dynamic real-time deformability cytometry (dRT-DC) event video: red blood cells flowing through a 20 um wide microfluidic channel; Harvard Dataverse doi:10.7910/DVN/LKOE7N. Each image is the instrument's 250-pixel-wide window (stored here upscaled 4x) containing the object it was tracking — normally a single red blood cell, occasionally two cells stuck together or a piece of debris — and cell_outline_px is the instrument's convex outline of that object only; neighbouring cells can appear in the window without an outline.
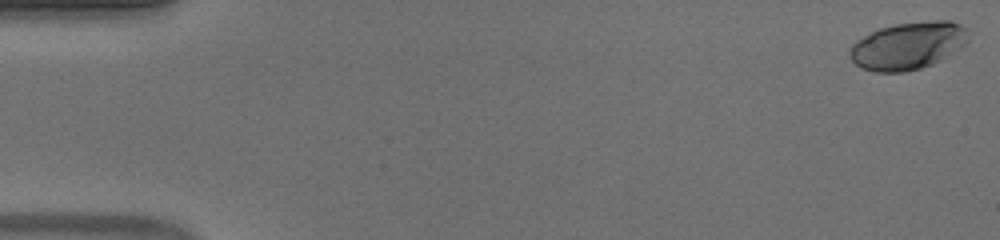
{"species": "human", "species_latin": "Homo sapiens", "temperature_condition": "warm", "stored_images_in_passage": 53, "camera_frame_rate_fps": 3000, "um_per_image_px": 0.085, "donor": {"sex": "male"}, "frame": {"image": 1, "passage_image": 1, "time_ms": 0.0, "image_size_px": [1000, 240], "cell_outline_px": [[968, 44], [940, 60], [932, 64], [920, 68], [904, 72], [876, 72], [860, 68], [848, 56], [848, 48], [856, 40], [880, 28], [896, 24], [932, 20], [952, 20], [968, 28]], "centroid_in_image_um": [77.19, 3.88], "position_along_channel_um": 7.8, "area_um2": 33.12}}
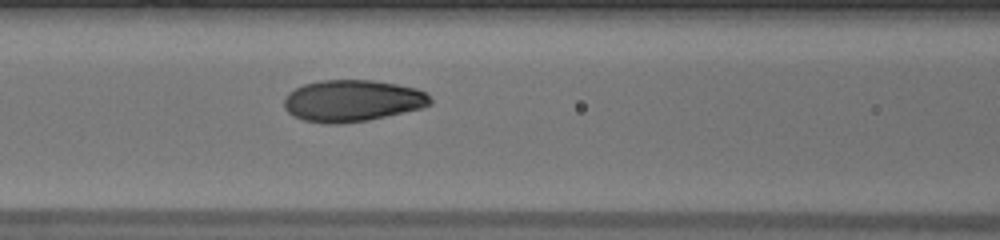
{"frame": {"image": 2, "passage_image": 23, "time_ms": 7.333, "image_size_px": [1000, 240], "cell_outline_px": [[432, 104], [424, 108], [368, 120], [336, 124], [328, 124], [304, 120], [288, 112], [284, 108], [284, 100], [288, 92], [304, 84], [320, 80], [372, 80], [396, 84], [416, 88], [424, 92], [432, 100]], "centroid_in_image_um": [29.96, 8.56], "position_along_channel_um": 136.6, "area_um2": 35.49}}
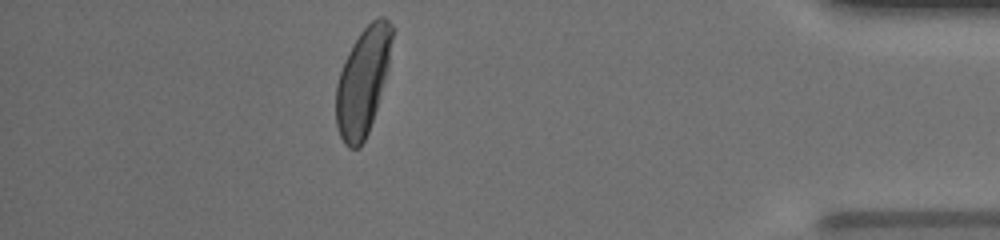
{"frame": {"image": 3, "passage_image": 47, "time_ms": 15.333, "image_size_px": [1000, 240], "cell_outline_px": [[392, 40], [388, 68], [376, 108], [368, 132], [360, 148], [348, 148], [344, 144], [340, 136], [336, 124], [336, 84], [344, 60], [352, 44], [360, 32], [372, 20], [380, 16], [384, 16], [392, 24]], "centroid_in_image_um": [30.82, 6.91], "position_along_channel_um": 404.4, "area_um2": 34.8}, "authors_computed_cell_mechanics": {"area_um2": 35.1424, "velocity_mm_per_s": 3.9163, "shape_relaxation_time_tau1_ms": 2.9816, "shape_relaxation_time_tau2_ms": null, "deformation_change_tau1": 0.1757, "deformation_change_tau2": null}}